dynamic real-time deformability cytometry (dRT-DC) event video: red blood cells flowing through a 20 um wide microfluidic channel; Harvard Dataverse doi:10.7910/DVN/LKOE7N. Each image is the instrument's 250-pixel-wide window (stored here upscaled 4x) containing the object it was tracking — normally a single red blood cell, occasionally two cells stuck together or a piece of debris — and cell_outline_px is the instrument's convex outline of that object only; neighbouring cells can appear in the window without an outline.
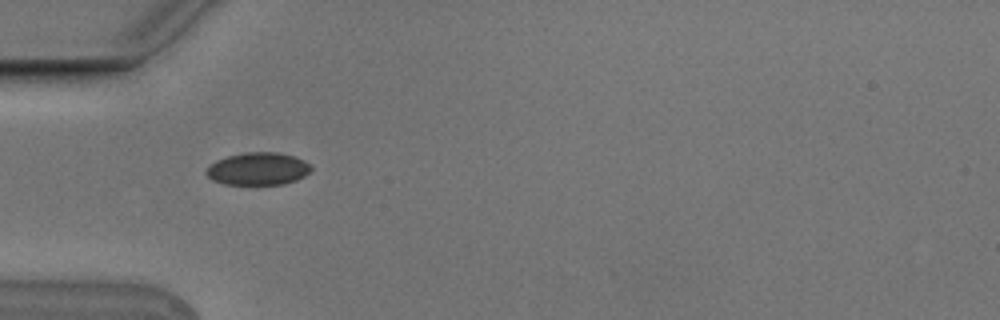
{"species": "Egyptian fruit bat (a non-hibernating species)", "species_latin": "Rousettus aegyptiacus", "temperature_condition": "cold", "stored_images_in_passage": 3, "camera_frame_rate_fps": 3000, "um_per_image_px": 0.085, "animal": {"sex": "male"}, "frame": {"image": 1, "passage_image": 2, "time_ms": 0.333, "image_size_px": [1000, 320], "cell_outline_px": [[312, 168], [304, 176], [296, 180], [284, 184], [224, 184], [212, 180], [204, 172], [216, 160], [228, 156], [248, 152], [280, 152], [296, 156], [304, 160]], "centroid_in_image_um": [21.94, 14.34], "position_along_channel_um": 63.1, "area_um2": 19.83}}